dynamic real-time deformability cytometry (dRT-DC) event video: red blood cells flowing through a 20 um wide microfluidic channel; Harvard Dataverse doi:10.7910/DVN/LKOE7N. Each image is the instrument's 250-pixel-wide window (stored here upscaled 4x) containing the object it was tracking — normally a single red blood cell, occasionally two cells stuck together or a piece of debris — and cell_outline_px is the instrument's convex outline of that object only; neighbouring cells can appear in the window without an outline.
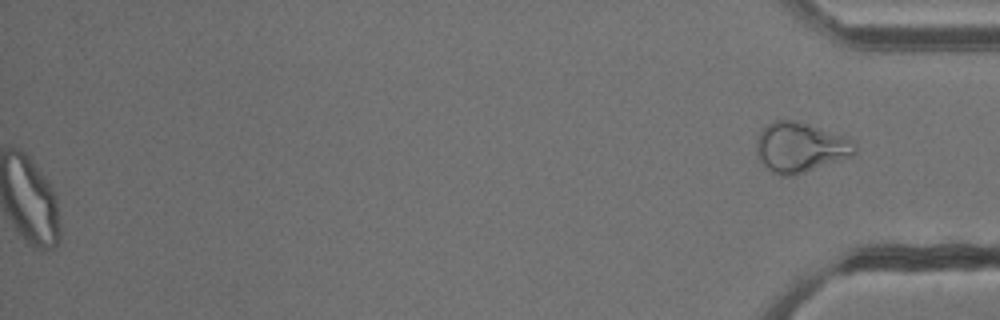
{"species": "common noctule bat (a hibernating species)", "species_latin": "Nyctalus noctula", "temperature_condition": "cold", "stored_images_in_passage": 46, "segment_of_instrument_passage": [2, 2], "camera_frame_rate_fps": 3000, "um_per_image_px": 0.085, "animal": {"sex": "male", "body_mass_g": 13.3}, "frame": {"image": 1, "passage_image": 46, "time_ms": 15.0, "image_size_px": [1000, 320], "cell_outline_px": [[856, 152], [852, 156], [796, 176], [780, 176], [772, 172], [760, 160], [756, 152], [756, 136], [768, 124], [776, 120], [788, 120], [808, 124], [844, 136], [852, 140]], "centroid_in_image_um": [68.0, 12.55], "position_along_channel_um": 367.2, "area_um2": 28.55}}